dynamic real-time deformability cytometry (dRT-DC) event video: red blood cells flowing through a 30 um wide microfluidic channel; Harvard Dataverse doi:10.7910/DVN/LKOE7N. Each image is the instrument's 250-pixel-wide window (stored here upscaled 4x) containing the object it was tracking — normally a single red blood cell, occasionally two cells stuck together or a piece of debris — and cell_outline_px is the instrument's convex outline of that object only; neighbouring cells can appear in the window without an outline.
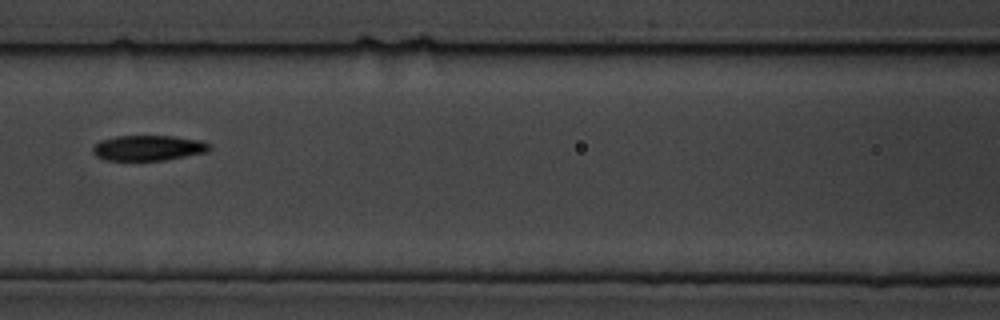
{"species": "common noctule bat (a hibernating species)", "species_latin": "Nyctalus noctula", "temperature_condition": "cold", "stored_images_in_passage": 6, "camera_frame_rate_fps": 3000, "um_per_image_px": 0.085, "animal": {"sex": "male", "body_mass_g": 19.5, "forearm_length_mm": 54.6}, "frame": {"image": 1, "passage_image": 6, "time_ms": 5.667, "image_size_px": [1000, 320], "cell_outline_px": [[212, 148], [208, 152], [164, 160], [104, 160], [96, 156], [92, 152], [92, 148], [100, 140], [116, 136], [168, 136], [200, 140], [212, 144]], "centroid_in_image_um": [12.62, 12.57], "position_along_channel_um": 154.0, "area_um2": 17.28}}